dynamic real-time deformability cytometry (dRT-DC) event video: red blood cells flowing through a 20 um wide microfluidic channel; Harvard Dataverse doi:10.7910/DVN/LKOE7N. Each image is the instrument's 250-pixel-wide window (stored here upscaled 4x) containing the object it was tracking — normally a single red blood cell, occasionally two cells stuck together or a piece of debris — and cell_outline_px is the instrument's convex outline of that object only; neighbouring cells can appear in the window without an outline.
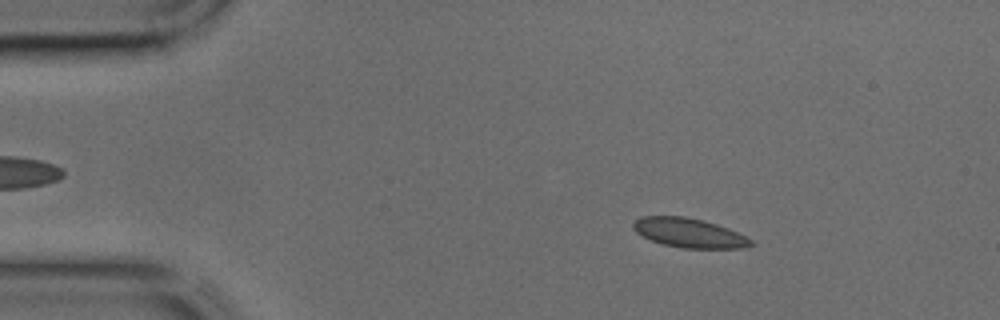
{"species": "common noctule bat (a hibernating species)", "species_latin": "Nyctalus noctula", "temperature_condition": "cold", "stored_images_in_passage": 43, "camera_frame_rate_fps": 3000, "um_per_image_px": 0.085, "animal": {"sex": "male", "body_mass_g": 17.9, "forearm_length_mm": 54.2}, "frame": {"image": 1, "passage_image": 6, "time_ms": 1.667, "image_size_px": [1000, 320], "cell_outline_px": [[756, 244], [744, 248], [684, 248], [664, 244], [652, 240], [636, 232], [632, 228], [632, 224], [640, 216], [684, 216], [704, 220], [728, 228], [752, 240]], "centroid_in_image_um": [58.58, 19.79], "position_along_channel_um": 26.4, "area_um2": 20.0}}
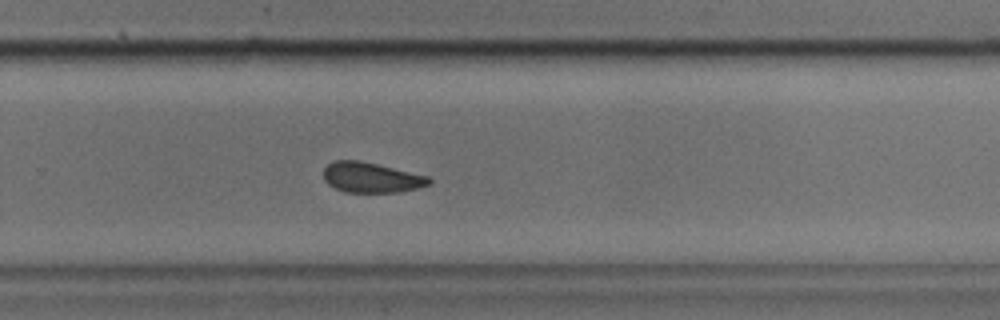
{"frame": {"image": 2, "passage_image": 28, "time_ms": 9.0, "image_size_px": [1000, 320], "cell_outline_px": [[432, 184], [400, 192], [344, 192], [328, 184], [324, 180], [324, 168], [332, 160], [360, 160], [428, 176], [432, 180]], "centroid_in_image_um": [31.55, 15.08], "position_along_channel_um": 298.3, "area_um2": 18.61}}
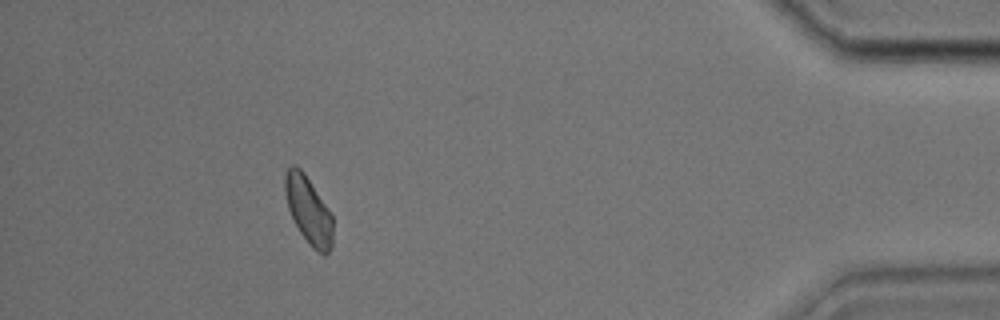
{"frame": {"image": 3, "passage_image": 39, "time_ms": 12.667, "image_size_px": [1000, 320], "cell_outline_px": [[332, 244], [328, 252], [324, 256], [312, 248], [300, 232], [288, 208], [284, 192], [284, 176], [288, 168], [292, 164], [296, 164], [304, 172], [328, 208], [332, 216]], "centroid_in_image_um": [26.2, 17.85], "position_along_channel_um": 409.0, "area_um2": 18.73}}